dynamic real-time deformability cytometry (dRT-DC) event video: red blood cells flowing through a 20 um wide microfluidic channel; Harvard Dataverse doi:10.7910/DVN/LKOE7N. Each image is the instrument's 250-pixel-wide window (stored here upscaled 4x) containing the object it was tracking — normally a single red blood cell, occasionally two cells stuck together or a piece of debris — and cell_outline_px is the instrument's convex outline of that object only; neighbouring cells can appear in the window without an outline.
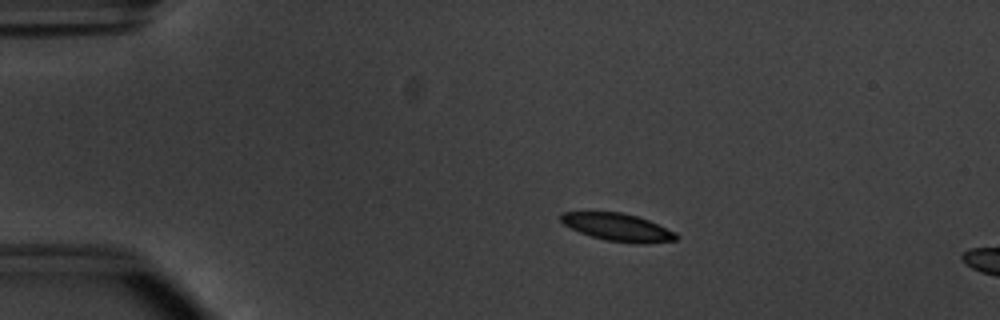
{"species": "common noctule bat (a hibernating species)", "species_latin": "Nyctalus noctula", "temperature_condition": "warm", "stored_images_in_passage": 16, "camera_frame_rate_fps": 3000, "um_per_image_px": 0.085, "animal": {"sex": "male", "body_mass_g": 20.1, "forearm_length_mm": 53.5}, "frame": {"image": 1, "passage_image": 12, "time_ms": 3.667, "image_size_px": [1000, 320], "cell_outline_px": [[680, 236], [676, 240], [644, 244], [636, 244], [608, 240], [592, 236], [580, 232], [564, 224], [560, 220], [560, 216], [564, 212], [620, 212], [636, 216], [648, 220], [676, 232]], "centroid_in_image_um": [52.56, 19.32], "position_along_channel_um": 32.4, "area_um2": 18.38}}